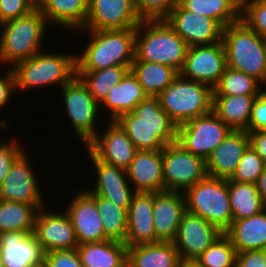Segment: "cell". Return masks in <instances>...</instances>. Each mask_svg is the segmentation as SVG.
Returning <instances> with one entry per match:
<instances>
[{
    "label": "cell",
    "instance_id": "6da1fadb",
    "mask_svg": "<svg viewBox=\"0 0 266 267\" xmlns=\"http://www.w3.org/2000/svg\"><path fill=\"white\" fill-rule=\"evenodd\" d=\"M115 121L137 150H159L177 141V125L161 108L157 97L147 96L131 113Z\"/></svg>",
    "mask_w": 266,
    "mask_h": 267
},
{
    "label": "cell",
    "instance_id": "7a4b0ae2",
    "mask_svg": "<svg viewBox=\"0 0 266 267\" xmlns=\"http://www.w3.org/2000/svg\"><path fill=\"white\" fill-rule=\"evenodd\" d=\"M86 32L89 43L82 53H76V71H95L113 66L131 69L135 59L136 28Z\"/></svg>",
    "mask_w": 266,
    "mask_h": 267
},
{
    "label": "cell",
    "instance_id": "3957f363",
    "mask_svg": "<svg viewBox=\"0 0 266 267\" xmlns=\"http://www.w3.org/2000/svg\"><path fill=\"white\" fill-rule=\"evenodd\" d=\"M188 47L165 19L142 20L136 27L134 60L164 64L180 73Z\"/></svg>",
    "mask_w": 266,
    "mask_h": 267
},
{
    "label": "cell",
    "instance_id": "277c9868",
    "mask_svg": "<svg viewBox=\"0 0 266 267\" xmlns=\"http://www.w3.org/2000/svg\"><path fill=\"white\" fill-rule=\"evenodd\" d=\"M46 27L48 22L37 8L25 16L0 24V65L11 68L42 51Z\"/></svg>",
    "mask_w": 266,
    "mask_h": 267
},
{
    "label": "cell",
    "instance_id": "5b68a950",
    "mask_svg": "<svg viewBox=\"0 0 266 267\" xmlns=\"http://www.w3.org/2000/svg\"><path fill=\"white\" fill-rule=\"evenodd\" d=\"M222 42L227 66L252 76L265 87L266 38L239 20L223 28Z\"/></svg>",
    "mask_w": 266,
    "mask_h": 267
},
{
    "label": "cell",
    "instance_id": "8992f818",
    "mask_svg": "<svg viewBox=\"0 0 266 267\" xmlns=\"http://www.w3.org/2000/svg\"><path fill=\"white\" fill-rule=\"evenodd\" d=\"M16 91L60 85L69 82L76 75V52L51 53L38 52L33 57L16 63L11 67Z\"/></svg>",
    "mask_w": 266,
    "mask_h": 267
},
{
    "label": "cell",
    "instance_id": "52a82bcc",
    "mask_svg": "<svg viewBox=\"0 0 266 267\" xmlns=\"http://www.w3.org/2000/svg\"><path fill=\"white\" fill-rule=\"evenodd\" d=\"M157 98L161 108L178 126L212 111L213 89L179 74Z\"/></svg>",
    "mask_w": 266,
    "mask_h": 267
},
{
    "label": "cell",
    "instance_id": "ba28073f",
    "mask_svg": "<svg viewBox=\"0 0 266 267\" xmlns=\"http://www.w3.org/2000/svg\"><path fill=\"white\" fill-rule=\"evenodd\" d=\"M186 211L204 218L225 233L233 216L229 200L228 179L207 176L184 192Z\"/></svg>",
    "mask_w": 266,
    "mask_h": 267
},
{
    "label": "cell",
    "instance_id": "9c48e42d",
    "mask_svg": "<svg viewBox=\"0 0 266 267\" xmlns=\"http://www.w3.org/2000/svg\"><path fill=\"white\" fill-rule=\"evenodd\" d=\"M65 113L84 147L96 136L98 127L96 121L99 118V104L89 93L86 84L75 75L62 87Z\"/></svg>",
    "mask_w": 266,
    "mask_h": 267
},
{
    "label": "cell",
    "instance_id": "30bf717a",
    "mask_svg": "<svg viewBox=\"0 0 266 267\" xmlns=\"http://www.w3.org/2000/svg\"><path fill=\"white\" fill-rule=\"evenodd\" d=\"M164 191H182L208 176L206 160L188 152L177 141L162 149Z\"/></svg>",
    "mask_w": 266,
    "mask_h": 267
},
{
    "label": "cell",
    "instance_id": "8fae6325",
    "mask_svg": "<svg viewBox=\"0 0 266 267\" xmlns=\"http://www.w3.org/2000/svg\"><path fill=\"white\" fill-rule=\"evenodd\" d=\"M213 111L177 126V142L193 155L207 159L232 132Z\"/></svg>",
    "mask_w": 266,
    "mask_h": 267
},
{
    "label": "cell",
    "instance_id": "7c38bea8",
    "mask_svg": "<svg viewBox=\"0 0 266 267\" xmlns=\"http://www.w3.org/2000/svg\"><path fill=\"white\" fill-rule=\"evenodd\" d=\"M226 67L225 47L223 42L219 41L211 45L189 46L179 74L185 79L205 83L213 89Z\"/></svg>",
    "mask_w": 266,
    "mask_h": 267
},
{
    "label": "cell",
    "instance_id": "4fadbf2b",
    "mask_svg": "<svg viewBox=\"0 0 266 267\" xmlns=\"http://www.w3.org/2000/svg\"><path fill=\"white\" fill-rule=\"evenodd\" d=\"M141 21L134 0H90L85 25L79 32L136 28Z\"/></svg>",
    "mask_w": 266,
    "mask_h": 267
},
{
    "label": "cell",
    "instance_id": "5bb4252c",
    "mask_svg": "<svg viewBox=\"0 0 266 267\" xmlns=\"http://www.w3.org/2000/svg\"><path fill=\"white\" fill-rule=\"evenodd\" d=\"M45 207H41L38 211L33 232L44 253L77 249L79 244L66 211L51 212L45 210Z\"/></svg>",
    "mask_w": 266,
    "mask_h": 267
},
{
    "label": "cell",
    "instance_id": "9a60e30c",
    "mask_svg": "<svg viewBox=\"0 0 266 267\" xmlns=\"http://www.w3.org/2000/svg\"><path fill=\"white\" fill-rule=\"evenodd\" d=\"M188 46L222 41L223 27L214 19L185 10L178 4L165 18Z\"/></svg>",
    "mask_w": 266,
    "mask_h": 267
},
{
    "label": "cell",
    "instance_id": "2e32d148",
    "mask_svg": "<svg viewBox=\"0 0 266 267\" xmlns=\"http://www.w3.org/2000/svg\"><path fill=\"white\" fill-rule=\"evenodd\" d=\"M222 234L204 218L186 211L173 243L180 259L196 260Z\"/></svg>",
    "mask_w": 266,
    "mask_h": 267
},
{
    "label": "cell",
    "instance_id": "e0dca14e",
    "mask_svg": "<svg viewBox=\"0 0 266 267\" xmlns=\"http://www.w3.org/2000/svg\"><path fill=\"white\" fill-rule=\"evenodd\" d=\"M27 152H23L12 164L0 186V200L23 202L31 205H45L38 186L35 171L30 165Z\"/></svg>",
    "mask_w": 266,
    "mask_h": 267
},
{
    "label": "cell",
    "instance_id": "ac0fdd59",
    "mask_svg": "<svg viewBox=\"0 0 266 267\" xmlns=\"http://www.w3.org/2000/svg\"><path fill=\"white\" fill-rule=\"evenodd\" d=\"M68 205L66 213L72 222L79 245L109 239L104 233L101 216L96 208V194L83 188L80 192L77 191Z\"/></svg>",
    "mask_w": 266,
    "mask_h": 267
},
{
    "label": "cell",
    "instance_id": "d6986e66",
    "mask_svg": "<svg viewBox=\"0 0 266 267\" xmlns=\"http://www.w3.org/2000/svg\"><path fill=\"white\" fill-rule=\"evenodd\" d=\"M86 151L94 165L96 179L94 189H89L91 194L104 197L116 206L128 210L135 191L127 178L126 170L99 160L86 146Z\"/></svg>",
    "mask_w": 266,
    "mask_h": 267
},
{
    "label": "cell",
    "instance_id": "ffe728a7",
    "mask_svg": "<svg viewBox=\"0 0 266 267\" xmlns=\"http://www.w3.org/2000/svg\"><path fill=\"white\" fill-rule=\"evenodd\" d=\"M103 134L98 132L86 147L101 161L126 170L138 151L116 121H110Z\"/></svg>",
    "mask_w": 266,
    "mask_h": 267
},
{
    "label": "cell",
    "instance_id": "44dd1931",
    "mask_svg": "<svg viewBox=\"0 0 266 267\" xmlns=\"http://www.w3.org/2000/svg\"><path fill=\"white\" fill-rule=\"evenodd\" d=\"M3 267H43L44 251L33 232L0 233Z\"/></svg>",
    "mask_w": 266,
    "mask_h": 267
},
{
    "label": "cell",
    "instance_id": "7402d4cb",
    "mask_svg": "<svg viewBox=\"0 0 266 267\" xmlns=\"http://www.w3.org/2000/svg\"><path fill=\"white\" fill-rule=\"evenodd\" d=\"M185 212L186 204L182 191L154 192L153 226L156 237L160 241H173Z\"/></svg>",
    "mask_w": 266,
    "mask_h": 267
},
{
    "label": "cell",
    "instance_id": "603a6c76",
    "mask_svg": "<svg viewBox=\"0 0 266 267\" xmlns=\"http://www.w3.org/2000/svg\"><path fill=\"white\" fill-rule=\"evenodd\" d=\"M153 196L154 192L133 194L127 210L128 225L124 242L127 247L160 241L153 226Z\"/></svg>",
    "mask_w": 266,
    "mask_h": 267
},
{
    "label": "cell",
    "instance_id": "cb8c5ba5",
    "mask_svg": "<svg viewBox=\"0 0 266 267\" xmlns=\"http://www.w3.org/2000/svg\"><path fill=\"white\" fill-rule=\"evenodd\" d=\"M250 146L247 131H232L206 159L208 176L230 179Z\"/></svg>",
    "mask_w": 266,
    "mask_h": 267
},
{
    "label": "cell",
    "instance_id": "d4e9b609",
    "mask_svg": "<svg viewBox=\"0 0 266 267\" xmlns=\"http://www.w3.org/2000/svg\"><path fill=\"white\" fill-rule=\"evenodd\" d=\"M126 173L135 192L164 191L162 149L138 150Z\"/></svg>",
    "mask_w": 266,
    "mask_h": 267
},
{
    "label": "cell",
    "instance_id": "484cf974",
    "mask_svg": "<svg viewBox=\"0 0 266 267\" xmlns=\"http://www.w3.org/2000/svg\"><path fill=\"white\" fill-rule=\"evenodd\" d=\"M89 1L37 0L36 8L42 12L48 24L58 25L74 32L82 30L85 25Z\"/></svg>",
    "mask_w": 266,
    "mask_h": 267
},
{
    "label": "cell",
    "instance_id": "4316f807",
    "mask_svg": "<svg viewBox=\"0 0 266 267\" xmlns=\"http://www.w3.org/2000/svg\"><path fill=\"white\" fill-rule=\"evenodd\" d=\"M146 97L137 77L129 70L120 83L111 88L109 94L99 104V108L102 111L105 107L110 112V121H115L122 115L131 113Z\"/></svg>",
    "mask_w": 266,
    "mask_h": 267
},
{
    "label": "cell",
    "instance_id": "83f0119b",
    "mask_svg": "<svg viewBox=\"0 0 266 267\" xmlns=\"http://www.w3.org/2000/svg\"><path fill=\"white\" fill-rule=\"evenodd\" d=\"M225 234L237 252L262 250L266 247V208L254 216L232 220Z\"/></svg>",
    "mask_w": 266,
    "mask_h": 267
},
{
    "label": "cell",
    "instance_id": "f1b7e54d",
    "mask_svg": "<svg viewBox=\"0 0 266 267\" xmlns=\"http://www.w3.org/2000/svg\"><path fill=\"white\" fill-rule=\"evenodd\" d=\"M127 249L124 242L111 239L77 247L83 267H127Z\"/></svg>",
    "mask_w": 266,
    "mask_h": 267
},
{
    "label": "cell",
    "instance_id": "f546056e",
    "mask_svg": "<svg viewBox=\"0 0 266 267\" xmlns=\"http://www.w3.org/2000/svg\"><path fill=\"white\" fill-rule=\"evenodd\" d=\"M180 256L173 241L128 247L127 267H178Z\"/></svg>",
    "mask_w": 266,
    "mask_h": 267
},
{
    "label": "cell",
    "instance_id": "4dcf8cb0",
    "mask_svg": "<svg viewBox=\"0 0 266 267\" xmlns=\"http://www.w3.org/2000/svg\"><path fill=\"white\" fill-rule=\"evenodd\" d=\"M257 95H213L212 111L232 130L246 131Z\"/></svg>",
    "mask_w": 266,
    "mask_h": 267
},
{
    "label": "cell",
    "instance_id": "1f68e13d",
    "mask_svg": "<svg viewBox=\"0 0 266 267\" xmlns=\"http://www.w3.org/2000/svg\"><path fill=\"white\" fill-rule=\"evenodd\" d=\"M130 70L150 97H157L179 75L170 66L142 60H134Z\"/></svg>",
    "mask_w": 266,
    "mask_h": 267
},
{
    "label": "cell",
    "instance_id": "d6a6232c",
    "mask_svg": "<svg viewBox=\"0 0 266 267\" xmlns=\"http://www.w3.org/2000/svg\"><path fill=\"white\" fill-rule=\"evenodd\" d=\"M242 0H180L189 12L216 20L223 28L240 20Z\"/></svg>",
    "mask_w": 266,
    "mask_h": 267
},
{
    "label": "cell",
    "instance_id": "836d02e7",
    "mask_svg": "<svg viewBox=\"0 0 266 267\" xmlns=\"http://www.w3.org/2000/svg\"><path fill=\"white\" fill-rule=\"evenodd\" d=\"M43 206L0 200V233L34 232L36 216Z\"/></svg>",
    "mask_w": 266,
    "mask_h": 267
},
{
    "label": "cell",
    "instance_id": "e575fe53",
    "mask_svg": "<svg viewBox=\"0 0 266 267\" xmlns=\"http://www.w3.org/2000/svg\"><path fill=\"white\" fill-rule=\"evenodd\" d=\"M228 191L233 220L254 216L266 208V203L261 199L256 184L228 179Z\"/></svg>",
    "mask_w": 266,
    "mask_h": 267
},
{
    "label": "cell",
    "instance_id": "d590c367",
    "mask_svg": "<svg viewBox=\"0 0 266 267\" xmlns=\"http://www.w3.org/2000/svg\"><path fill=\"white\" fill-rule=\"evenodd\" d=\"M128 71L126 66H113L95 71H76V75L86 84L94 100L100 104Z\"/></svg>",
    "mask_w": 266,
    "mask_h": 267
},
{
    "label": "cell",
    "instance_id": "8d00e7d4",
    "mask_svg": "<svg viewBox=\"0 0 266 267\" xmlns=\"http://www.w3.org/2000/svg\"><path fill=\"white\" fill-rule=\"evenodd\" d=\"M96 208L100 213L105 235L111 240L125 242L128 225L127 210L98 195H96Z\"/></svg>",
    "mask_w": 266,
    "mask_h": 267
},
{
    "label": "cell",
    "instance_id": "74e56055",
    "mask_svg": "<svg viewBox=\"0 0 266 267\" xmlns=\"http://www.w3.org/2000/svg\"><path fill=\"white\" fill-rule=\"evenodd\" d=\"M264 90L261 83L243 72L226 67L213 95H259Z\"/></svg>",
    "mask_w": 266,
    "mask_h": 267
},
{
    "label": "cell",
    "instance_id": "f35d334b",
    "mask_svg": "<svg viewBox=\"0 0 266 267\" xmlns=\"http://www.w3.org/2000/svg\"><path fill=\"white\" fill-rule=\"evenodd\" d=\"M237 251L223 233L196 259L203 267H235Z\"/></svg>",
    "mask_w": 266,
    "mask_h": 267
},
{
    "label": "cell",
    "instance_id": "ab89813d",
    "mask_svg": "<svg viewBox=\"0 0 266 267\" xmlns=\"http://www.w3.org/2000/svg\"><path fill=\"white\" fill-rule=\"evenodd\" d=\"M266 164L257 152L249 146L243 154L231 181L256 184Z\"/></svg>",
    "mask_w": 266,
    "mask_h": 267
},
{
    "label": "cell",
    "instance_id": "60d3db41",
    "mask_svg": "<svg viewBox=\"0 0 266 267\" xmlns=\"http://www.w3.org/2000/svg\"><path fill=\"white\" fill-rule=\"evenodd\" d=\"M240 20L266 38V0H242Z\"/></svg>",
    "mask_w": 266,
    "mask_h": 267
},
{
    "label": "cell",
    "instance_id": "b9f144b4",
    "mask_svg": "<svg viewBox=\"0 0 266 267\" xmlns=\"http://www.w3.org/2000/svg\"><path fill=\"white\" fill-rule=\"evenodd\" d=\"M179 3L180 0H134L142 20L165 19Z\"/></svg>",
    "mask_w": 266,
    "mask_h": 267
},
{
    "label": "cell",
    "instance_id": "7bdbcfd3",
    "mask_svg": "<svg viewBox=\"0 0 266 267\" xmlns=\"http://www.w3.org/2000/svg\"><path fill=\"white\" fill-rule=\"evenodd\" d=\"M35 8L34 0H0V24L25 16Z\"/></svg>",
    "mask_w": 266,
    "mask_h": 267
},
{
    "label": "cell",
    "instance_id": "ee69618b",
    "mask_svg": "<svg viewBox=\"0 0 266 267\" xmlns=\"http://www.w3.org/2000/svg\"><path fill=\"white\" fill-rule=\"evenodd\" d=\"M25 151L21 143L12 139L0 142V186L7 176L14 161Z\"/></svg>",
    "mask_w": 266,
    "mask_h": 267
},
{
    "label": "cell",
    "instance_id": "f6af8a7d",
    "mask_svg": "<svg viewBox=\"0 0 266 267\" xmlns=\"http://www.w3.org/2000/svg\"><path fill=\"white\" fill-rule=\"evenodd\" d=\"M43 267H83L77 249L44 253Z\"/></svg>",
    "mask_w": 266,
    "mask_h": 267
},
{
    "label": "cell",
    "instance_id": "bcb514c9",
    "mask_svg": "<svg viewBox=\"0 0 266 267\" xmlns=\"http://www.w3.org/2000/svg\"><path fill=\"white\" fill-rule=\"evenodd\" d=\"M266 129V88L256 96L247 132Z\"/></svg>",
    "mask_w": 266,
    "mask_h": 267
},
{
    "label": "cell",
    "instance_id": "7dc6e473",
    "mask_svg": "<svg viewBox=\"0 0 266 267\" xmlns=\"http://www.w3.org/2000/svg\"><path fill=\"white\" fill-rule=\"evenodd\" d=\"M7 70V71H6ZM3 77L0 75V109L5 108L9 101L13 100V93H16L15 79L11 68H6Z\"/></svg>",
    "mask_w": 266,
    "mask_h": 267
},
{
    "label": "cell",
    "instance_id": "c3c4849f",
    "mask_svg": "<svg viewBox=\"0 0 266 267\" xmlns=\"http://www.w3.org/2000/svg\"><path fill=\"white\" fill-rule=\"evenodd\" d=\"M235 267H266V260L261 250L237 252Z\"/></svg>",
    "mask_w": 266,
    "mask_h": 267
},
{
    "label": "cell",
    "instance_id": "681fc988",
    "mask_svg": "<svg viewBox=\"0 0 266 267\" xmlns=\"http://www.w3.org/2000/svg\"><path fill=\"white\" fill-rule=\"evenodd\" d=\"M250 146L257 152L266 164V129L248 132Z\"/></svg>",
    "mask_w": 266,
    "mask_h": 267
},
{
    "label": "cell",
    "instance_id": "f907efd6",
    "mask_svg": "<svg viewBox=\"0 0 266 267\" xmlns=\"http://www.w3.org/2000/svg\"><path fill=\"white\" fill-rule=\"evenodd\" d=\"M256 188L261 199L266 203V166L256 182Z\"/></svg>",
    "mask_w": 266,
    "mask_h": 267
},
{
    "label": "cell",
    "instance_id": "816d5d0a",
    "mask_svg": "<svg viewBox=\"0 0 266 267\" xmlns=\"http://www.w3.org/2000/svg\"><path fill=\"white\" fill-rule=\"evenodd\" d=\"M178 267H203L201 266L197 260H184L180 259Z\"/></svg>",
    "mask_w": 266,
    "mask_h": 267
},
{
    "label": "cell",
    "instance_id": "f5cc1de1",
    "mask_svg": "<svg viewBox=\"0 0 266 267\" xmlns=\"http://www.w3.org/2000/svg\"><path fill=\"white\" fill-rule=\"evenodd\" d=\"M263 252L264 258L266 260V247L261 250Z\"/></svg>",
    "mask_w": 266,
    "mask_h": 267
},
{
    "label": "cell",
    "instance_id": "db71d44e",
    "mask_svg": "<svg viewBox=\"0 0 266 267\" xmlns=\"http://www.w3.org/2000/svg\"><path fill=\"white\" fill-rule=\"evenodd\" d=\"M0 267H3V265H2V257H1V252H0Z\"/></svg>",
    "mask_w": 266,
    "mask_h": 267
}]
</instances>
